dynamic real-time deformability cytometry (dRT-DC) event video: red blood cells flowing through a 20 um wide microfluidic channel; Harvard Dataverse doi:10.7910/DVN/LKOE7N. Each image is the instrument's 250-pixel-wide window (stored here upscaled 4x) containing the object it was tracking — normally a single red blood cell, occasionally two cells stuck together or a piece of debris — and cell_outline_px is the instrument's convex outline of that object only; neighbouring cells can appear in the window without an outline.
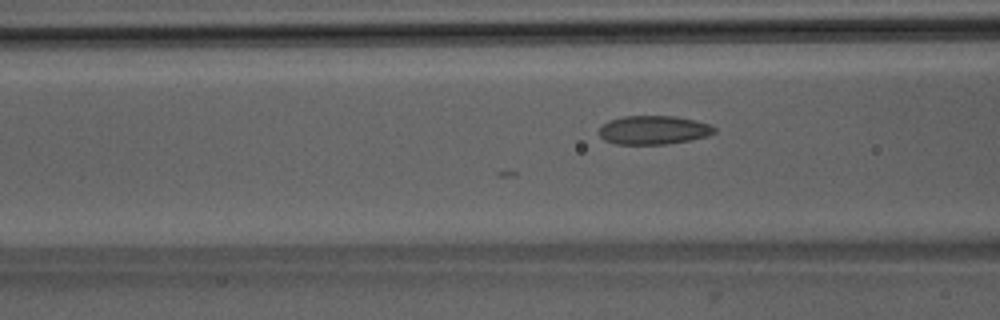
{"species": "Egyptian fruit bat (a non-hibernating species)", "species_latin": "Rousettus aegyptiacus", "temperature_condition": "room temperature", "stored_images_in_passage": 22, "camera_frame_rate_fps": 3000, "um_per_image_px": 0.085, "animal": {"sex": "male"}, "frame": {"image": 1, "passage_image": 11, "time_ms": 3.333, "image_size_px": [1000, 320], "cell_outline_px": [[716, 132], [708, 136], [688, 140], [664, 144], [616, 144], [604, 140], [600, 136], [600, 128], [608, 120], [624, 116], [676, 116], [696, 120], [712, 124], [716, 128]], "centroid_in_image_um": [55.59, 11.04], "position_along_channel_um": 111.0, "area_um2": 19.36}}